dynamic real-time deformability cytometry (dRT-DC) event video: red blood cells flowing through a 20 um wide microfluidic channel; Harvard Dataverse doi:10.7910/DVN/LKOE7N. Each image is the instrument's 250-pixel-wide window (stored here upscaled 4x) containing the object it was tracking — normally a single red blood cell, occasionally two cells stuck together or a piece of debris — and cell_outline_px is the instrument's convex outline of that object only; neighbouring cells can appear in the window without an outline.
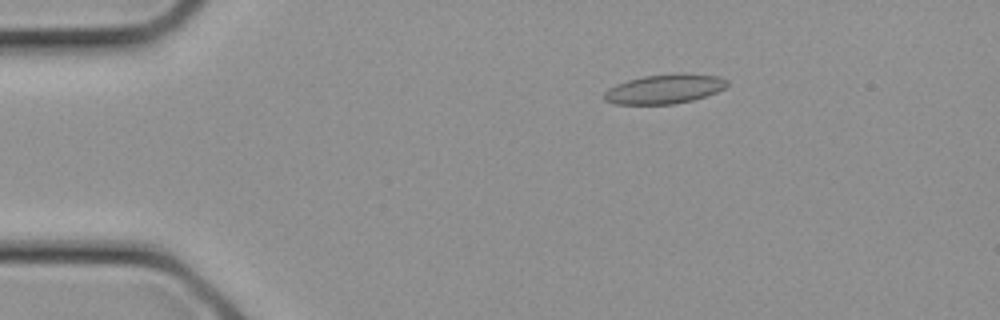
{"species": "common noctule bat (a hibernating species)", "species_latin": "Nyctalus noctula", "temperature_condition": "cold", "stored_images_in_passage": 28, "camera_frame_rate_fps": 3000, "um_per_image_px": 0.085, "animal": {"sex": "female", "body_mass_g": 21.9}, "frame": {"image": 1, "passage_image": 5, "time_ms": 1.333, "image_size_px": [1000, 320], "cell_outline_px": [[728, 84], [724, 88], [716, 92], [692, 100], [676, 104], [616, 104], [604, 100], [604, 92], [608, 88], [616, 84], [628, 80], [644, 76], [680, 72], [720, 76], [728, 80]], "centroid_in_image_um": [56.49, 7.55], "position_along_channel_um": 28.5, "area_um2": 21.21}}
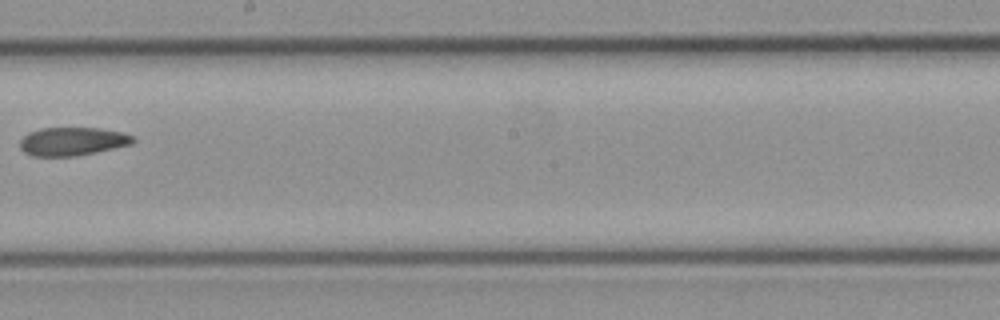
{"frame": {"image": 2, "passage_image": 16, "time_ms": 5.0, "image_size_px": [1000, 320], "cell_outline_px": [[136, 140], [132, 144], [96, 152], [76, 156], [32, 156], [24, 152], [20, 148], [20, 140], [28, 132], [40, 128], [100, 128], [120, 132], [132, 136]], "centroid_in_image_um": [6.13, 12.02], "position_along_channel_um": 242.1, "area_um2": 18.67}}
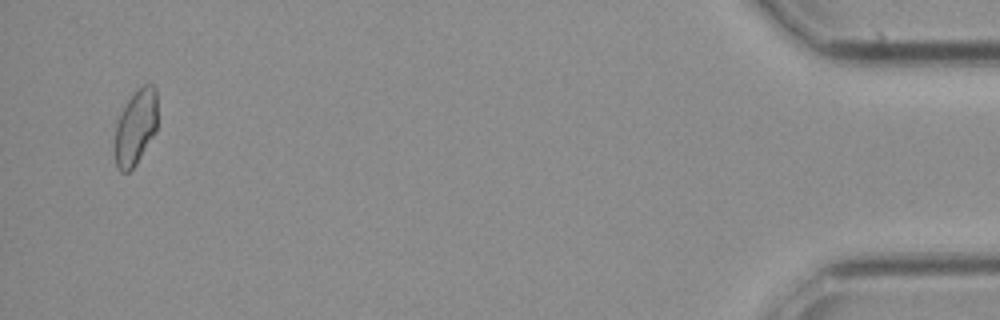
{"frame": {"image": 3, "passage_image": 27, "time_ms": 8.667, "image_size_px": [1000, 320], "cell_outline_px": [[156, 132], [136, 164], [128, 172], [120, 172], [116, 168], [116, 124], [128, 100], [144, 84], [152, 84], [156, 88]], "centroid_in_image_um": [11.54, 10.84], "position_along_channel_um": 423.7, "area_um2": 18.26}}